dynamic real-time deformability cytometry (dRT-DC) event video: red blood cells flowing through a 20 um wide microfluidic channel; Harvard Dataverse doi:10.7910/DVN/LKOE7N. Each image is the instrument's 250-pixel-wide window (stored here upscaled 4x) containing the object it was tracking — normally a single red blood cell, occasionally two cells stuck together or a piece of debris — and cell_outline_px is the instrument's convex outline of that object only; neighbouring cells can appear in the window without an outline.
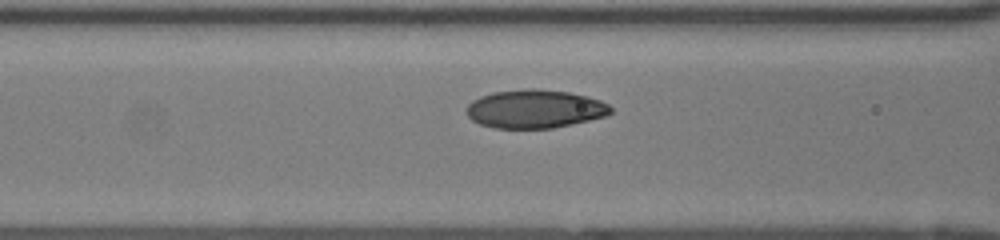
{"species": "human", "species_latin": "Homo sapiens", "temperature_condition": "room temperature", "stored_images_in_passage": 32, "camera_frame_rate_fps": 3000, "um_per_image_px": 0.085, "donor": {"sex": "female"}, "frame": {"image": 1, "passage_image": 10, "time_ms": 3.0, "image_size_px": [1000, 240], "cell_outline_px": [[612, 112], [608, 116], [572, 124], [552, 128], [496, 128], [480, 124], [472, 120], [464, 112], [468, 104], [472, 100], [480, 96], [492, 92], [524, 88], [536, 88], [568, 92], [588, 96], [600, 100], [608, 104], [612, 108]], "centroid_in_image_um": [45.46, 9.25], "position_along_channel_um": 121.1, "area_um2": 32.66}}
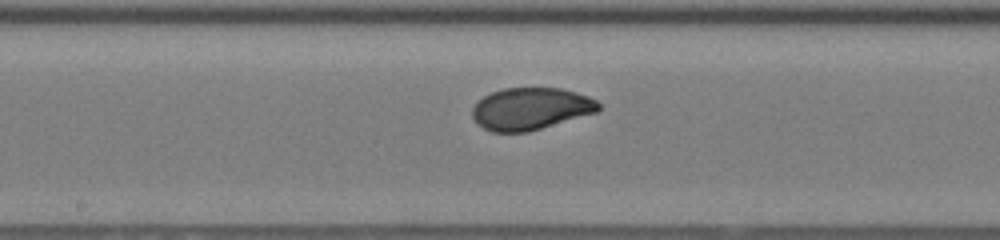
{"frame": {"image": 2, "passage_image": 16, "time_ms": 5.0, "image_size_px": [1000, 240], "cell_outline_px": [[600, 112], [528, 132], [492, 132], [476, 124], [472, 116], [472, 108], [484, 96], [492, 92], [504, 88], [560, 88], [576, 92], [588, 96], [596, 100], [600, 104]], "centroid_in_image_um": [45.14, 9.25], "position_along_channel_um": 203.1, "area_um2": 31.21}}
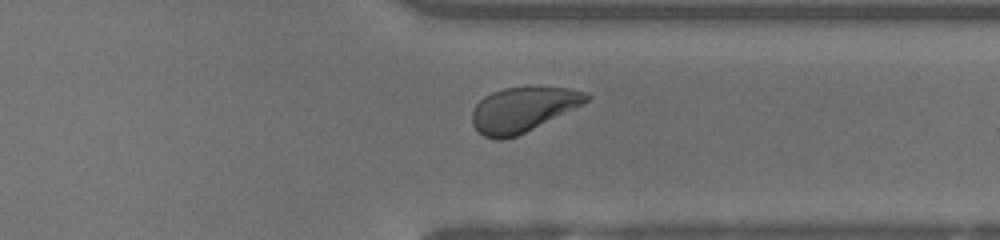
{"frame": {"image": 3, "passage_image": 28, "time_ms": 9.0, "image_size_px": [1000, 240], "cell_outline_px": [[592, 96], [584, 104], [516, 136], [504, 140], [496, 140], [484, 136], [472, 124], [472, 112], [476, 104], [484, 96], [492, 92], [504, 88], [568, 88], [588, 92]], "centroid_in_image_um": [44.44, 9.32], "position_along_channel_um": 367.0, "area_um2": 29.48}}